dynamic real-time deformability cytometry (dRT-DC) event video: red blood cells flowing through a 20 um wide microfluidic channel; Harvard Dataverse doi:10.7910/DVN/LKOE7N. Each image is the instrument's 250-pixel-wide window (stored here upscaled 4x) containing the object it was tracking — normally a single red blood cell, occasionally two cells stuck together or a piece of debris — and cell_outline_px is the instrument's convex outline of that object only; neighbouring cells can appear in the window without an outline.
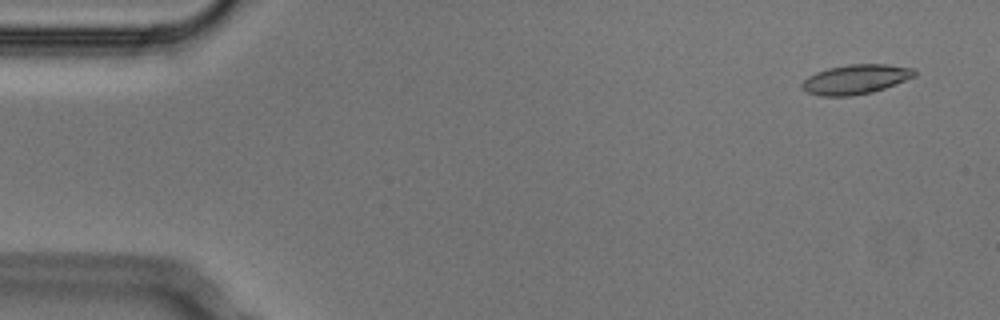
{"species": "Egyptian fruit bat (a non-hibernating species)", "species_latin": "Rousettus aegyptiacus", "temperature_condition": "cold", "stored_images_in_passage": 5, "camera_frame_rate_fps": 3000, "um_per_image_px": 0.085, "animal": {"sex": "male"}, "frame": {"image": 1, "passage_image": 1, "time_ms": 0.0, "image_size_px": [1000, 320], "cell_outline_px": [[916, 76], [884, 88], [872, 92], [852, 96], [820, 96], [808, 92], [800, 88], [800, 84], [808, 76], [816, 72], [828, 68], [848, 64], [888, 64], [916, 68]], "centroid_in_image_um": [72.73, 6.73], "position_along_channel_um": 12.3, "area_um2": 19.54}}
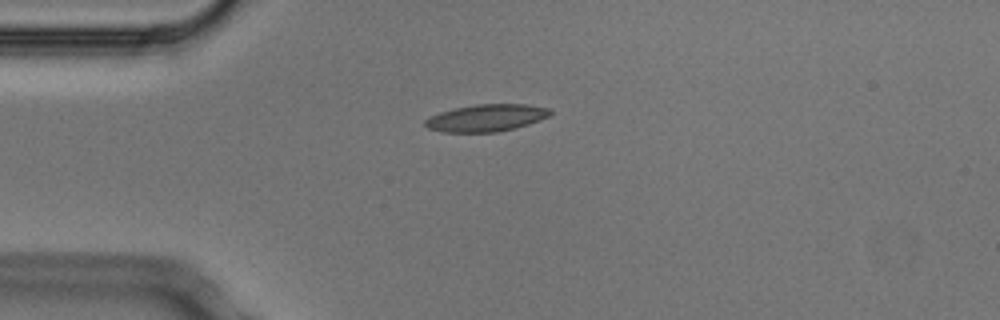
{"frame": {"image": 2, "passage_image": 4, "time_ms": 1.0, "image_size_px": [1000, 320], "cell_outline_px": [[552, 112], [548, 116], [540, 120], [516, 128], [496, 132], [444, 132], [428, 128], [424, 124], [424, 120], [440, 112], [456, 108], [476, 104], [524, 104], [552, 108]], "centroid_in_image_um": [41.37, 10.02], "position_along_channel_um": 43.6, "area_um2": 19.71}}